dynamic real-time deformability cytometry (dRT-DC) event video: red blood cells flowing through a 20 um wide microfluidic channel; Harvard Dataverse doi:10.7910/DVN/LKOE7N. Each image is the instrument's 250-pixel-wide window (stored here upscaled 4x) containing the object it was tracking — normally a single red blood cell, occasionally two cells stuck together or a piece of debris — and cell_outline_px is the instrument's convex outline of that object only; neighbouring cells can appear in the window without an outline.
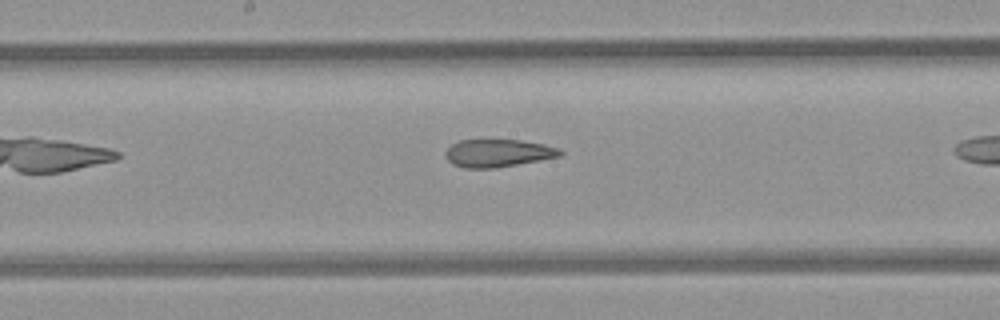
{"species": "common noctule bat (a hibernating species)", "species_latin": "Nyctalus noctula", "temperature_condition": "room temperature", "stored_images_in_passage": 7, "camera_frame_rate_fps": 3000, "um_per_image_px": 0.085, "animal": {"sex": "female", "body_mass_g": 21.9}, "frame": {"image": 1, "passage_image": 7, "time_ms": 2.0, "image_size_px": [1000, 320], "cell_outline_px": [[564, 152], [560, 156], [496, 168], [464, 168], [452, 164], [448, 160], [448, 148], [452, 144], [460, 140], [520, 140], [544, 144], [560, 148]], "centroid_in_image_um": [42.37, 13.01], "position_along_channel_um": 205.8, "area_um2": 18.32}}